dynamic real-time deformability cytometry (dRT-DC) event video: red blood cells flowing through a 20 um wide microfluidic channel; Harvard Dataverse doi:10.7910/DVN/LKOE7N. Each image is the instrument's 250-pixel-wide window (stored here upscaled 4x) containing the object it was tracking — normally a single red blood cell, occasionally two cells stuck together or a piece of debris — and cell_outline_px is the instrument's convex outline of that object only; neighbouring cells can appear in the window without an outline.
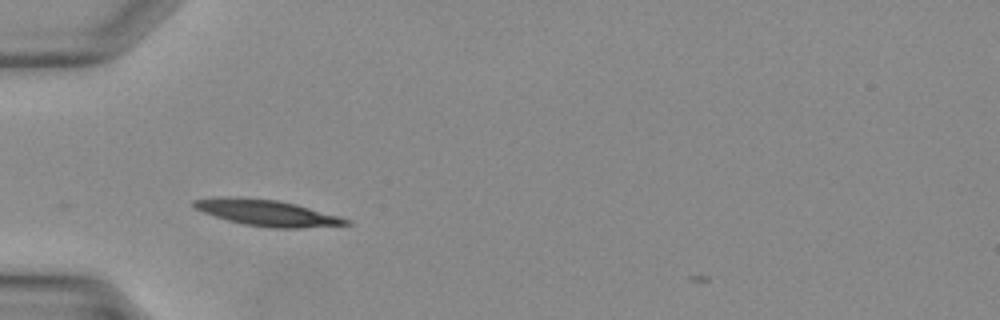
{"species": "Egyptian fruit bat (a non-hibernating species)", "species_latin": "Rousettus aegyptiacus", "temperature_condition": "warm", "stored_images_in_passage": 26, "camera_frame_rate_fps": 3000, "um_per_image_px": 0.085, "animal": {"sex": "female"}, "frame": {"image": 1, "passage_image": 2, "time_ms": 0.333, "image_size_px": [1000, 320], "cell_outline_px": [[352, 224], [304, 228], [268, 228], [244, 224], [228, 220], [204, 212], [196, 208], [192, 204], [192, 200], [276, 200], [296, 204], [352, 220]], "centroid_in_image_um": [22.9, 18.17], "position_along_channel_um": 62.1, "area_um2": 21.73}}
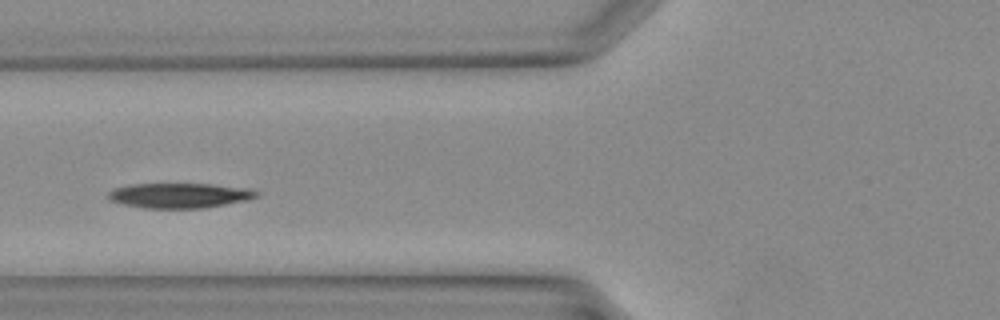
{"frame": {"image": 2, "passage_image": 5, "time_ms": 1.333, "image_size_px": [1000, 320], "cell_outline_px": [[260, 196], [248, 200], [204, 208], [144, 208], [124, 204], [112, 200], [108, 196], [108, 192], [116, 188], [132, 184], [208, 184], [248, 188], [260, 192]], "centroid_in_image_um": [15.33, 16.62], "position_along_channel_um": 110.5, "area_um2": 21.44}}
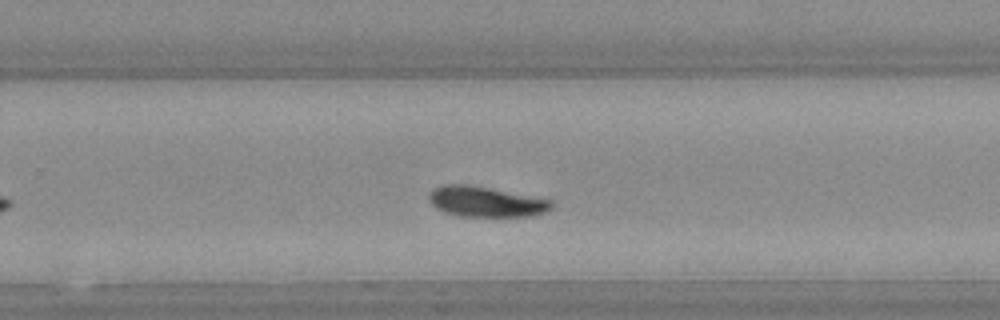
{"frame": {"image": 3, "passage_image": 15, "time_ms": 4.667, "image_size_px": [1000, 320], "cell_outline_px": [[556, 204], [548, 212], [536, 216], [456, 216], [444, 212], [436, 208], [432, 204], [428, 196], [436, 188], [444, 184], [468, 184], [552, 200]], "centroid_in_image_um": [41.35, 17.16], "position_along_channel_um": 288.4, "area_um2": 21.73}}